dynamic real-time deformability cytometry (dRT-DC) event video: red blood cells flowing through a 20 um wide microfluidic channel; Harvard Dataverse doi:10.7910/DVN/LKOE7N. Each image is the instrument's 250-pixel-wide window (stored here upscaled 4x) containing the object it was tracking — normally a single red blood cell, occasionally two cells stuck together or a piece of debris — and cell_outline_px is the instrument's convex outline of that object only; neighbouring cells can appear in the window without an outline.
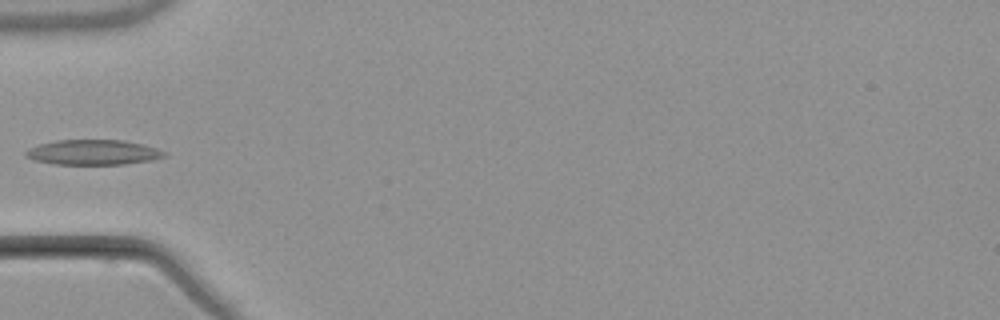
{"species": "common noctule bat (a hibernating species)", "species_latin": "Nyctalus noctula", "temperature_condition": "warm", "stored_images_in_passage": 5, "camera_frame_rate_fps": 3000, "um_per_image_px": 0.085, "animal": {"sex": "male", "body_mass_g": 21.5, "forearm_length_mm": 52.0}, "frame": {"image": 1, "passage_image": 5, "time_ms": 6.0, "image_size_px": [1000, 320], "cell_outline_px": [[168, 156], [152, 160], [124, 164], [52, 164], [36, 160], [24, 156], [24, 152], [28, 148], [40, 144], [56, 140], [124, 140], [144, 144], [168, 152]], "centroid_in_image_um": [7.95, 12.94], "position_along_channel_um": 77.0, "area_um2": 20.4}}